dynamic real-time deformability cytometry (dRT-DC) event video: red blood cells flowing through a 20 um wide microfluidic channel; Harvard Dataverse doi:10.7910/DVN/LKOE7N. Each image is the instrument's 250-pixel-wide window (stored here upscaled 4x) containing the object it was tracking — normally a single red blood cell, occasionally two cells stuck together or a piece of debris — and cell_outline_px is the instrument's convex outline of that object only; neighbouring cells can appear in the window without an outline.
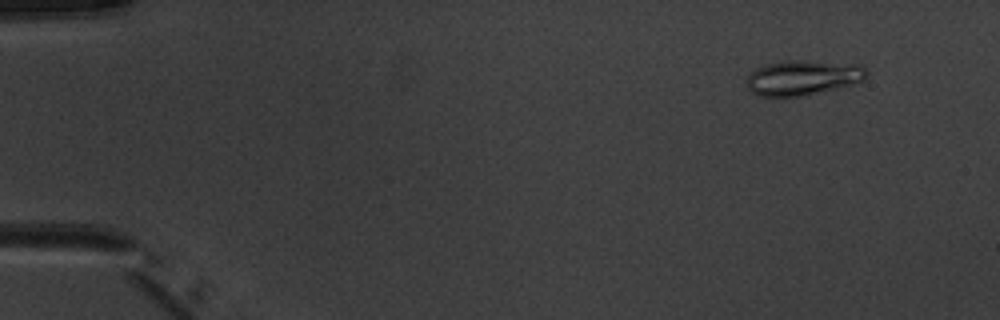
{"species": "common noctule bat (a hibernating species)", "species_latin": "Nyctalus noctula", "temperature_condition": "warm", "stored_images_in_passage": 5, "camera_frame_rate_fps": 3000, "um_per_image_px": 0.085, "animal": {"sex": "male", "body_mass_g": 20.1, "forearm_length_mm": 53.5}, "frame": {"image": 1, "passage_image": 2, "time_ms": 1.333, "image_size_px": [1000, 320], "cell_outline_px": [[868, 72], [864, 80], [852, 84], [808, 96], [760, 96], [752, 92], [748, 88], [748, 76], [756, 68], [764, 64], [788, 60], [800, 60], [864, 64]], "centroid_in_image_um": [68.3, 6.59], "position_along_channel_um": 16.7, "area_um2": 24.68}}